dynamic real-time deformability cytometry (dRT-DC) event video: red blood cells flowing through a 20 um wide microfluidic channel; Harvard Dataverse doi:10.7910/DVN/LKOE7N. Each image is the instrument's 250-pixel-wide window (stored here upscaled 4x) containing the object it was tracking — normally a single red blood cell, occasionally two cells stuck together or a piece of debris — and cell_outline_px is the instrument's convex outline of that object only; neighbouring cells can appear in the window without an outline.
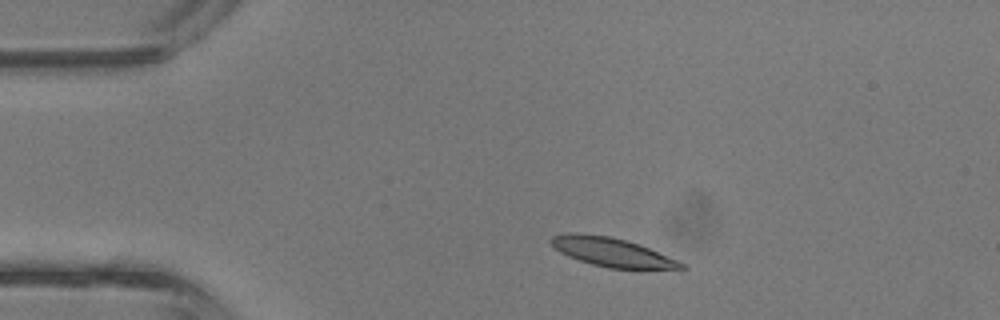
{"species": "common noctule bat (a hibernating species)", "species_latin": "Nyctalus noctula", "temperature_condition": "room temperature", "stored_images_in_passage": 3, "camera_frame_rate_fps": 3000, "um_per_image_px": 0.085, "animal": {"sex": "male", "body_mass_g": 13.3}, "frame": {"image": 1, "passage_image": 2, "time_ms": 0.333, "image_size_px": [1000, 320], "cell_outline_px": [[688, 268], [680, 272], [608, 268], [592, 264], [568, 256], [560, 252], [548, 240], [552, 236], [568, 232], [576, 232], [608, 236], [640, 244], [676, 260], [684, 264]], "centroid_in_image_um": [52.15, 21.48], "position_along_channel_um": 32.9, "area_um2": 22.6}}